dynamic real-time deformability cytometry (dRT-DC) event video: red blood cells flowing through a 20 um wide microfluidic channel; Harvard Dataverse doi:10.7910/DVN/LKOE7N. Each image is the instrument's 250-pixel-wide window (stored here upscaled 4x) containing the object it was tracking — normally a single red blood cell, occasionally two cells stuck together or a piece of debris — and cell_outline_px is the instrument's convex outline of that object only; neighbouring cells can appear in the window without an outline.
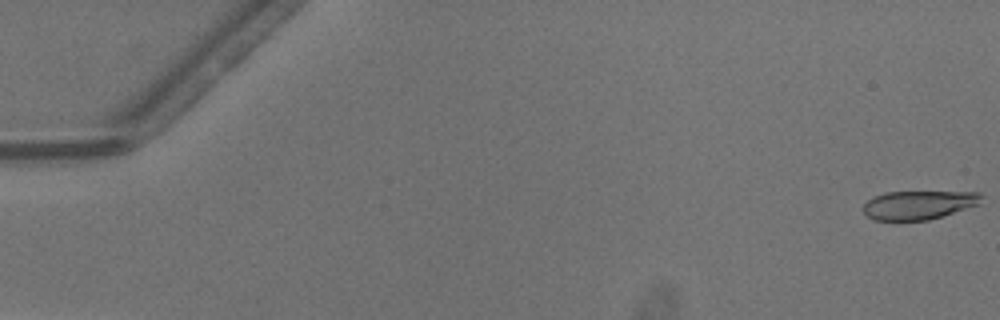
{"species": "common noctule bat (a hibernating species)", "species_latin": "Nyctalus noctula", "temperature_condition": "warm", "stored_images_in_passage": 45, "camera_frame_rate_fps": 3000, "um_per_image_px": 0.085, "animal": {"sex": "male", "body_mass_g": 13.3}, "frame": {"image": 1, "passage_image": 1, "time_ms": 0.0, "image_size_px": [1000, 320], "cell_outline_px": [[984, 196], [980, 204], [928, 220], [872, 220], [864, 212], [864, 204], [872, 196], [884, 192], [980, 192]], "centroid_in_image_um": [78.09, 17.41], "position_along_channel_um": 6.9, "area_um2": 19.77}}
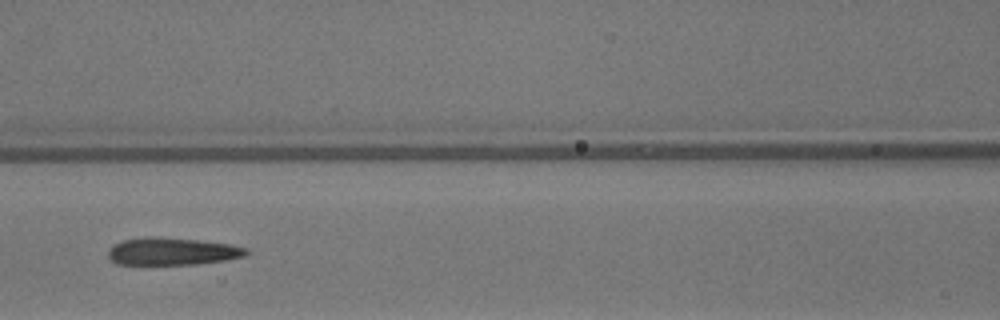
{"frame": {"image": 2, "passage_image": 24, "time_ms": 7.667, "image_size_px": [1000, 320], "cell_outline_px": [[248, 252], [244, 256], [224, 260], [196, 264], [116, 264], [108, 256], [108, 248], [112, 244], [124, 240], [144, 236], [152, 236], [200, 240], [232, 244], [248, 248]], "centroid_in_image_um": [14.61, 21.35], "position_along_channel_um": 152.0, "area_um2": 22.2}}
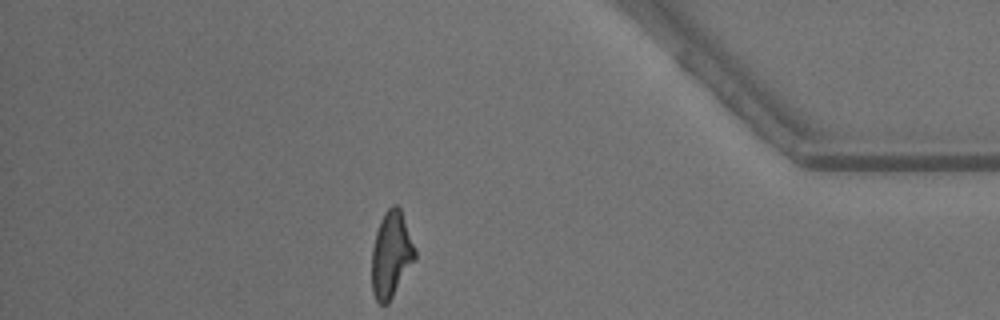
{"frame": {"image": 3, "passage_image": 45, "time_ms": 14.667, "image_size_px": [1000, 320], "cell_outline_px": [[416, 260], [388, 304], [380, 304], [376, 300], [372, 292], [372, 248], [376, 232], [380, 220], [384, 212], [392, 204], [396, 204], [400, 208], [416, 248]], "centroid_in_image_um": [33.26, 21.64], "position_along_channel_um": 401.9, "area_um2": 21.96}, "authors_computed_cell_mechanics": {"area_um2": 22.542, "velocity_mm_per_s": 4.1187, "shape_relaxation_time_tau1_ms": 6.7009, "shape_relaxation_time_tau2_ms": 2.1698, "deformation_change_tau1": 0.2425, "deformation_change_tau2": 0.119}}